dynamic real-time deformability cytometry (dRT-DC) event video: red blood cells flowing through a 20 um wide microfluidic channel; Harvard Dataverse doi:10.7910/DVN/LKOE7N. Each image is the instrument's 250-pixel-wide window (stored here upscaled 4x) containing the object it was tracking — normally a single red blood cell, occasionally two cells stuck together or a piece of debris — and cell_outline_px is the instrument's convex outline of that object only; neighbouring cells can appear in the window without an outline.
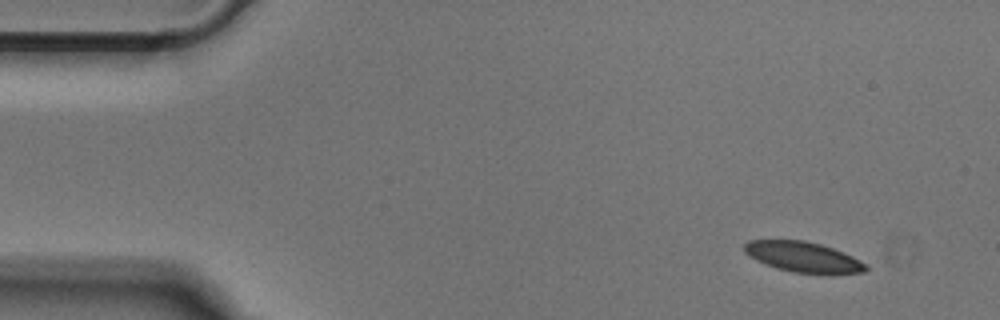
{"species": "Egyptian fruit bat (a non-hibernating species)", "species_latin": "Rousettus aegyptiacus", "temperature_condition": "cold", "stored_images_in_passage": 48, "camera_frame_rate_fps": 3000, "um_per_image_px": 0.085, "animal": {"sex": "male"}, "frame": {"image": 1, "passage_image": 1, "time_ms": 0.0, "image_size_px": [1000, 320], "cell_outline_px": [[868, 268], [864, 272], [828, 276], [824, 276], [792, 272], [776, 268], [756, 260], [744, 252], [744, 244], [748, 240], [804, 240], [820, 244], [844, 252], [868, 264]], "centroid_in_image_um": [68.34, 21.88], "position_along_channel_um": 16.7, "area_um2": 22.14}}
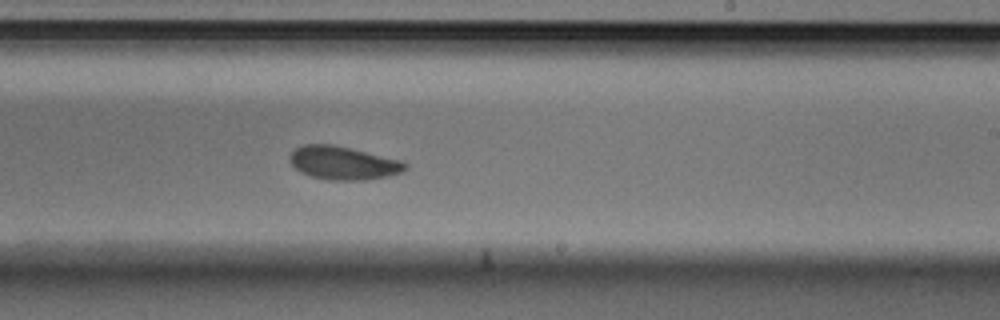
{"frame": {"image": 2, "passage_image": 27, "time_ms": 8.667, "image_size_px": [1000, 320], "cell_outline_px": [[408, 168], [404, 172], [388, 176], [364, 180], [328, 180], [312, 176], [300, 172], [288, 160], [292, 152], [296, 148], [304, 144], [332, 144], [352, 148], [400, 160], [408, 164]], "centroid_in_image_um": [29.19, 13.85], "position_along_channel_um": 259.8, "area_um2": 22.48}}
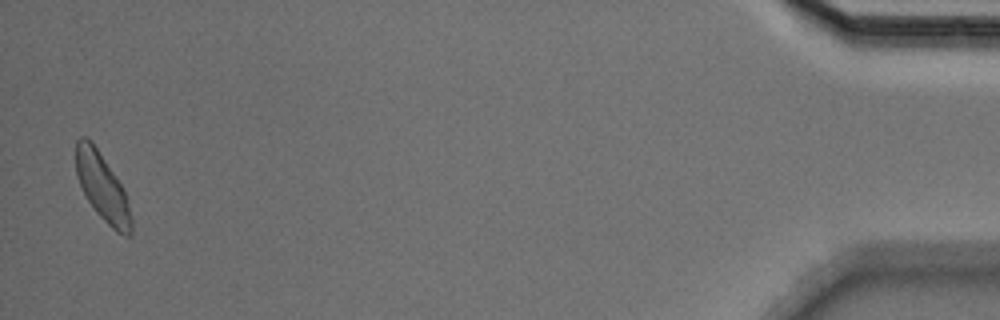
{"frame": {"image": 3, "passage_image": 47, "time_ms": 15.333, "image_size_px": [1000, 320], "cell_outline_px": [[132, 236], [124, 236], [116, 232], [96, 212], [88, 200], [76, 176], [76, 140], [80, 136], [84, 136], [92, 140], [120, 184], [124, 192], [132, 220]], "centroid_in_image_um": [8.68, 15.91], "position_along_channel_um": 426.5, "area_um2": 21.44}}